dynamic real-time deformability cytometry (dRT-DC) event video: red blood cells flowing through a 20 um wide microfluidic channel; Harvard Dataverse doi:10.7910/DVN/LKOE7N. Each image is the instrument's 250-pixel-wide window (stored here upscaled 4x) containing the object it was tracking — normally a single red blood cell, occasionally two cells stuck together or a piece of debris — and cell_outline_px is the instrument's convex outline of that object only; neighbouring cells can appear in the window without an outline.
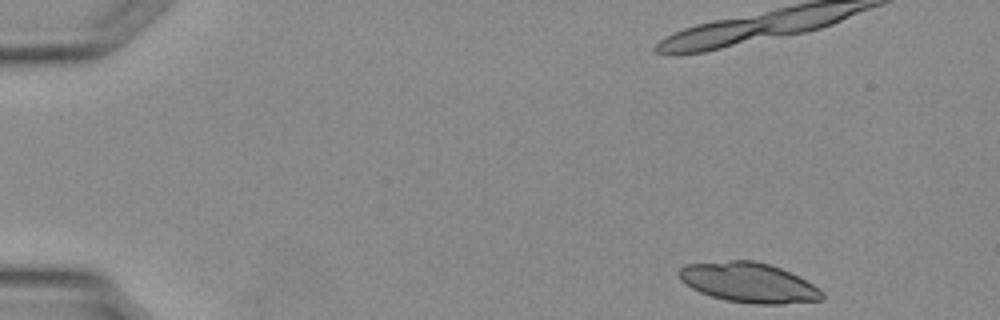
{"species": "Egyptian fruit bat (a non-hibernating species)", "species_latin": "Rousettus aegyptiacus", "temperature_condition": "warm", "stored_images_in_passage": 16, "camera_frame_rate_fps": 3000, "um_per_image_px": 0.085, "animal": {"sex": "female"}, "frame": {"image": 1, "passage_image": 1, "time_ms": 0.0, "image_size_px": [1000, 320], "cell_outline_px": [[824, 300], [784, 304], [752, 304], [724, 300], [700, 292], [692, 288], [680, 280], [680, 268], [688, 264], [732, 260], [756, 260], [780, 268], [820, 288], [824, 292]], "centroid_in_image_um": [63.67, 24.03], "position_along_channel_um": 21.3, "area_um2": 33.12}}